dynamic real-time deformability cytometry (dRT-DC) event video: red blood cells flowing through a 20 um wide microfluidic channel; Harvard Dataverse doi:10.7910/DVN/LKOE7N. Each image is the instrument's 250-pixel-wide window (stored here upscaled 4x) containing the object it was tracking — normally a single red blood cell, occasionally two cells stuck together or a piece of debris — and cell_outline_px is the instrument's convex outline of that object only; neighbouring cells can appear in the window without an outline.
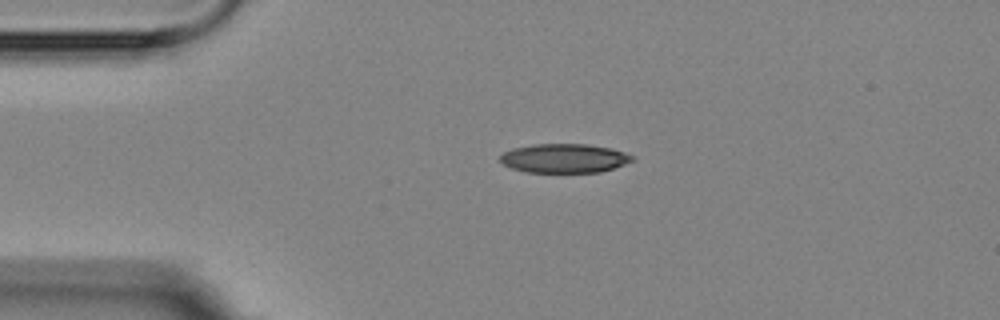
{"species": "Egyptian fruit bat (a non-hibernating species)", "species_latin": "Rousettus aegyptiacus", "temperature_condition": "room temperature", "stored_images_in_passage": 2, "camera_frame_rate_fps": 3000, "um_per_image_px": 0.085, "animal": {"sex": "female"}, "frame": {"image": 1, "passage_image": 1, "time_ms": 0.0, "image_size_px": [1000, 320], "cell_outline_px": [[636, 160], [600, 172], [524, 172], [512, 168], [504, 164], [500, 160], [500, 156], [504, 152], [512, 148], [536, 144], [588, 144], [612, 148], [636, 156]], "centroid_in_image_um": [48.0, 13.45], "position_along_channel_um": 37.0, "area_um2": 22.43}}